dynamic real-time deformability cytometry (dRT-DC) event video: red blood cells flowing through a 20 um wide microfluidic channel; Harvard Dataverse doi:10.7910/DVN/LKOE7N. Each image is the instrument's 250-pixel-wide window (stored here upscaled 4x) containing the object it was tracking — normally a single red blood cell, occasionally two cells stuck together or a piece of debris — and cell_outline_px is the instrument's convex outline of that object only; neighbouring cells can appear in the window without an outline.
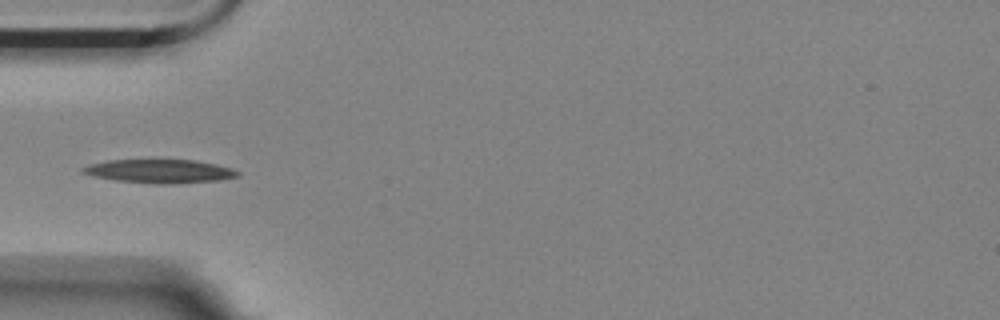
{"species": "Egyptian fruit bat (a non-hibernating species)", "species_latin": "Rousettus aegyptiacus", "temperature_condition": "room temperature", "stored_images_in_passage": 8, "camera_frame_rate_fps": 3000, "um_per_image_px": 0.085, "animal": {"sex": "female"}, "frame": {"image": 1, "passage_image": 3, "time_ms": 0.667, "image_size_px": [1000, 320], "cell_outline_px": [[240, 176], [220, 180], [168, 184], [156, 184], [116, 180], [92, 176], [80, 172], [80, 168], [88, 164], [108, 160], [196, 160], [216, 164], [232, 168], [240, 172]], "centroid_in_image_um": [13.56, 14.55], "position_along_channel_um": 71.4, "area_um2": 21.44}}
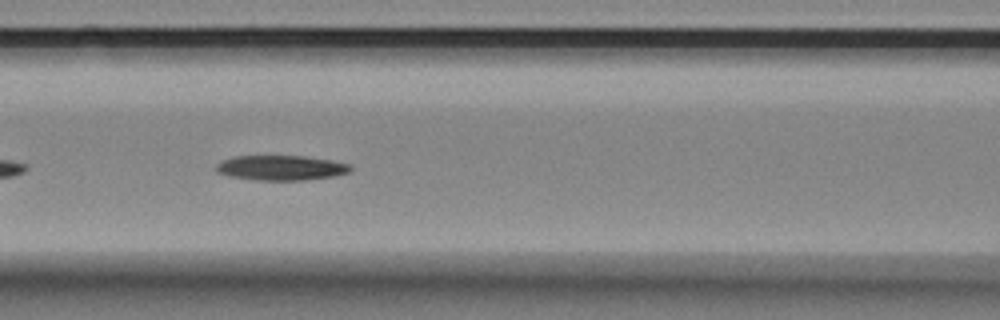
{"frame": {"image": 2, "passage_image": 5, "time_ms": 1.333, "image_size_px": [1000, 320], "cell_outline_px": [[352, 172], [336, 176], [304, 180], [256, 180], [232, 176], [216, 172], [216, 164], [224, 160], [236, 156], [304, 156], [332, 160], [352, 164]], "centroid_in_image_um": [23.97, 14.26], "position_along_channel_um": 142.6, "area_um2": 19.59}}
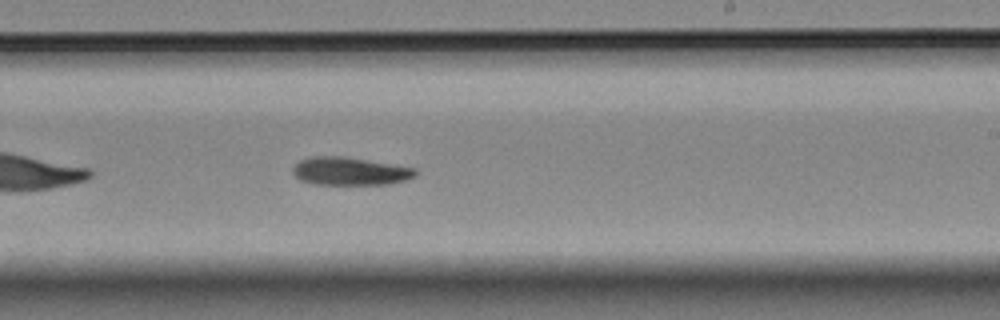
{"frame": {"image": 3, "passage_image": 8, "time_ms": 2.333, "image_size_px": [1000, 320], "cell_outline_px": [[420, 172], [416, 176], [408, 180], [388, 184], [312, 184], [300, 180], [292, 172], [292, 168], [300, 160], [312, 156], [340, 156], [416, 168]], "centroid_in_image_um": [29.77, 14.56], "position_along_channel_um": 259.2, "area_um2": 20.0}}